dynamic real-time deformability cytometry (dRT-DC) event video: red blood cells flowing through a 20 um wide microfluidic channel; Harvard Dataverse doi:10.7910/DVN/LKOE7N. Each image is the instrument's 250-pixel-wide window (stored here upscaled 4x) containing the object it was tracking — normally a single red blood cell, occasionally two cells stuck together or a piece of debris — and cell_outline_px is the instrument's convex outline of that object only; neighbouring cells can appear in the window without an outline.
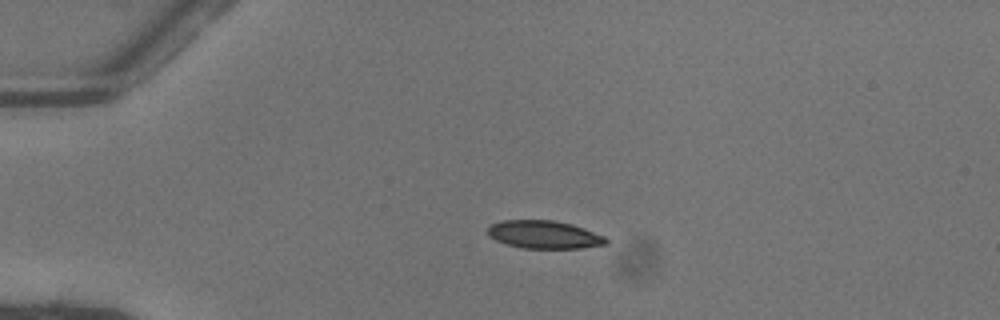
{"species": "common noctule bat (a hibernating species)", "species_latin": "Nyctalus noctula", "temperature_condition": "warm", "stored_images_in_passage": 40, "camera_frame_rate_fps": 3000, "um_per_image_px": 0.085, "animal": {"sex": "female"}, "frame": {"image": 1, "passage_image": 1, "time_ms": 0.0, "image_size_px": [1000, 320], "cell_outline_px": [[608, 244], [580, 248], [520, 248], [496, 240], [488, 236], [488, 224], [504, 220], [552, 220], [572, 224], [604, 236], [608, 240]], "centroid_in_image_um": [46.23, 19.94], "position_along_channel_um": 38.8, "area_um2": 19.25}}
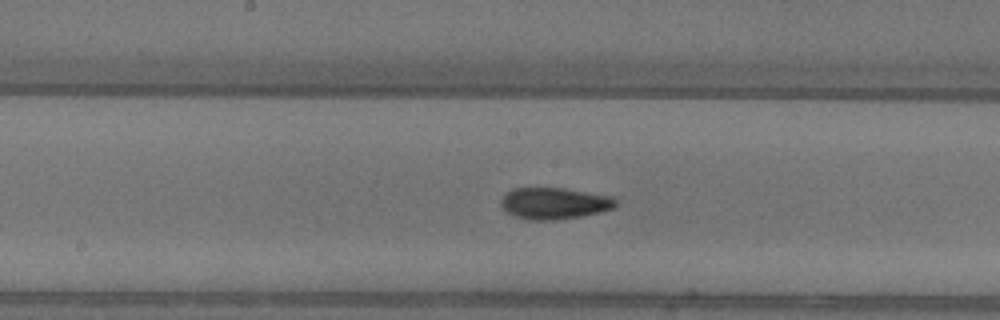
{"frame": {"image": 2, "passage_image": 16, "time_ms": 5.0, "image_size_px": [1000, 320], "cell_outline_px": [[620, 200], [612, 208], [600, 212], [580, 216], [556, 220], [532, 220], [516, 216], [508, 212], [500, 204], [500, 200], [512, 188], [564, 188], [612, 196]], "centroid_in_image_um": [47.15, 17.27], "position_along_channel_um": 201.1, "area_um2": 20.98}}
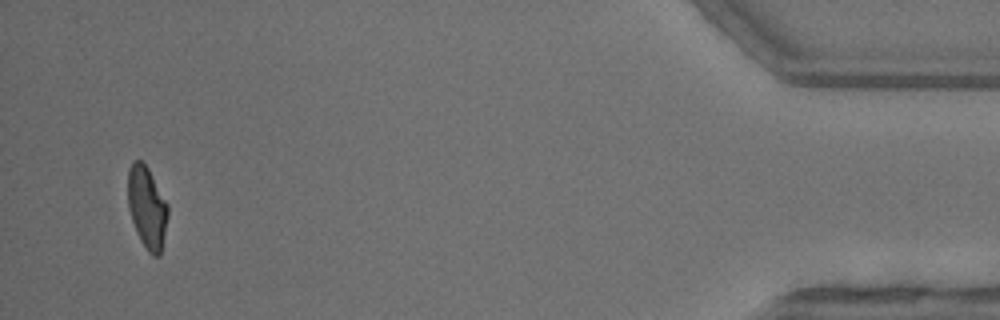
{"frame": {"image": 3, "passage_image": 38, "time_ms": 12.333, "image_size_px": [1000, 320], "cell_outline_px": [[168, 216], [160, 256], [152, 256], [148, 252], [140, 240], [136, 232], [132, 220], [128, 204], [128, 168], [132, 160], [140, 160], [148, 168], [168, 204]], "centroid_in_image_um": [12.49, 17.63], "position_along_channel_um": 422.7, "area_um2": 19.13}, "authors_computed_cell_mechanics": {"area_um2": 20.1144, "velocity_mm_per_s": 4.0939, "shape_relaxation_time_tau1_ms": 5.4491, "shape_relaxation_time_tau2_ms": 2.5206, "deformation_change_tau1": 0.1834, "deformation_change_tau2": 0.0862}}